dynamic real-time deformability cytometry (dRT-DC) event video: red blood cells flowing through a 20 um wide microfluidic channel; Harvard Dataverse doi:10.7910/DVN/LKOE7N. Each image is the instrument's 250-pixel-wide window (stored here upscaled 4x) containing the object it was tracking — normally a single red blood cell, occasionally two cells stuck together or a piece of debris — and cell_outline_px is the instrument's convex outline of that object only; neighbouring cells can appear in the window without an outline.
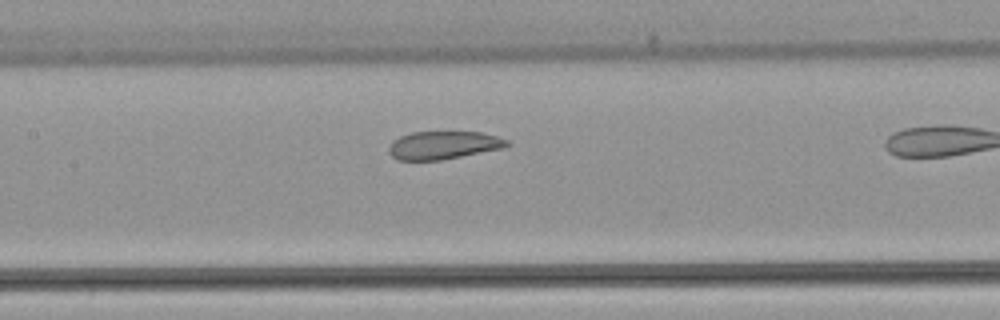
{"species": "common noctule bat (a hibernating species)", "species_latin": "Nyctalus noctula", "temperature_condition": "warm", "stored_images_in_passage": 24, "camera_frame_rate_fps": 3000, "um_per_image_px": 0.085, "animal": {"sex": "female", "body_mass_g": 22.7, "forearm_length_mm": 54.2}, "frame": {"image": 1, "passage_image": 17, "time_ms": 5.333, "image_size_px": [1000, 320], "cell_outline_px": [[508, 144], [504, 148], [440, 160], [396, 160], [388, 152], [388, 148], [392, 140], [400, 136], [412, 132], [480, 132], [496, 136], [508, 140]], "centroid_in_image_um": [37.64, 12.34], "position_along_channel_um": 169.8, "area_um2": 19.25}}